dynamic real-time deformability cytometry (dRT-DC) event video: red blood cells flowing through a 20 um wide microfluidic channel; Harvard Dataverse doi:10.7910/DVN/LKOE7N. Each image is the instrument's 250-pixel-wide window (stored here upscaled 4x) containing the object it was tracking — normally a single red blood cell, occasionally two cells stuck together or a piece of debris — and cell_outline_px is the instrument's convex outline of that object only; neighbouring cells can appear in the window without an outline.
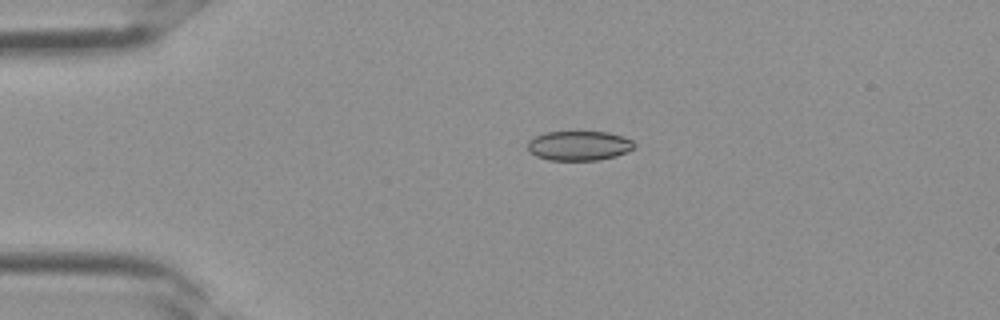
{"species": "Egyptian fruit bat (a non-hibernating species)", "species_latin": "Rousettus aegyptiacus", "temperature_condition": "room temperature", "stored_images_in_passage": 4, "camera_frame_rate_fps": 3000, "um_per_image_px": 0.085, "frame": {"image": 1, "passage_image": 2, "time_ms": 0.333, "image_size_px": [1000, 320], "cell_outline_px": [[636, 148], [616, 156], [600, 160], [548, 160], [536, 156], [528, 152], [528, 140], [544, 132], [608, 132], [624, 136], [632, 140], [636, 144]], "centroid_in_image_um": [49.23, 12.38], "position_along_channel_um": 35.8, "area_um2": 18.61}}